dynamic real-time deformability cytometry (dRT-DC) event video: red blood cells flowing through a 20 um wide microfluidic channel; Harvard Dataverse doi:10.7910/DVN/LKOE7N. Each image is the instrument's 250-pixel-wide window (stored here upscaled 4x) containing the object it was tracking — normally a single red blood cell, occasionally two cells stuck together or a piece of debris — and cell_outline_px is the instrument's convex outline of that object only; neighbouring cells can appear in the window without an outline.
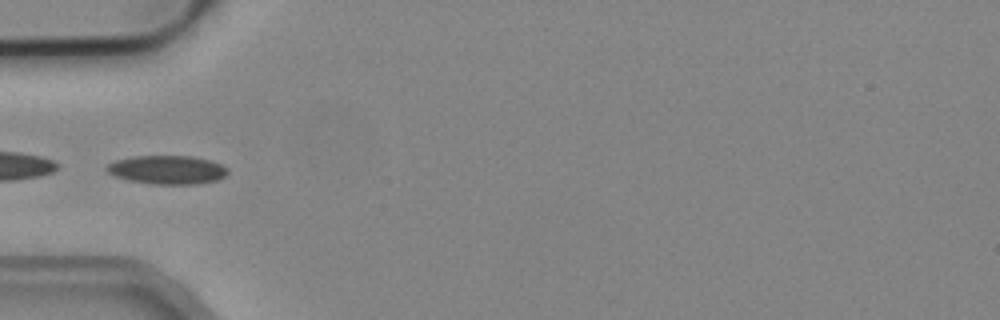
{"species": "common noctule bat (a hibernating species)", "species_latin": "Nyctalus noctula", "temperature_condition": "cold", "stored_images_in_passage": 3, "camera_frame_rate_fps": 3000, "um_per_image_px": 0.085, "animal": {"sex": "male", "body_mass_g": 19.2, "forearm_length_mm": 51.8}, "frame": {"image": 1, "passage_image": 2, "time_ms": 0.333, "image_size_px": [1000, 320], "cell_outline_px": [[228, 172], [224, 176], [216, 180], [196, 184], [152, 184], [128, 180], [116, 176], [108, 172], [104, 168], [108, 164], [116, 160], [132, 156], [192, 156], [208, 160], [220, 164], [228, 168]], "centroid_in_image_um": [14.19, 14.43], "position_along_channel_um": 70.8, "area_um2": 20.11}}